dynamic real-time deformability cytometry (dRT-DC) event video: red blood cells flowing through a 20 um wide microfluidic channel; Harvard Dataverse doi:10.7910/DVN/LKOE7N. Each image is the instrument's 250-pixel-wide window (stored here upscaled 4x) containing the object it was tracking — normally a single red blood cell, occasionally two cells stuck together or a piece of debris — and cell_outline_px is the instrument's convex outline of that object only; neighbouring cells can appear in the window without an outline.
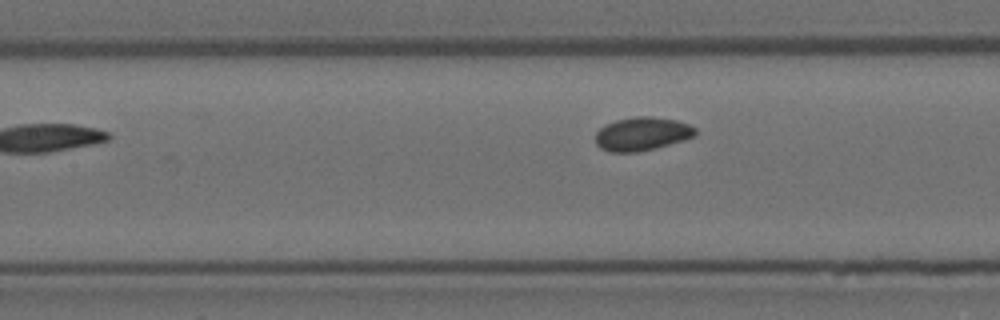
{"species": "Egyptian fruit bat (a non-hibernating species)", "species_latin": "Rousettus aegyptiacus", "temperature_condition": "room temperature", "stored_images_in_passage": 6, "camera_frame_rate_fps": 3000, "um_per_image_px": 0.085, "animal": {"sex": "female"}, "frame": {"image": 1, "passage_image": 6, "time_ms": 1.667, "image_size_px": [1000, 320], "cell_outline_px": [[696, 136], [684, 140], [656, 148], [640, 152], [608, 152], [600, 148], [596, 144], [596, 132], [600, 128], [616, 120], [636, 116], [652, 116], [676, 120], [688, 124], [696, 128]], "centroid_in_image_um": [54.58, 11.39], "position_along_channel_um": 152.8, "area_um2": 19.59}}